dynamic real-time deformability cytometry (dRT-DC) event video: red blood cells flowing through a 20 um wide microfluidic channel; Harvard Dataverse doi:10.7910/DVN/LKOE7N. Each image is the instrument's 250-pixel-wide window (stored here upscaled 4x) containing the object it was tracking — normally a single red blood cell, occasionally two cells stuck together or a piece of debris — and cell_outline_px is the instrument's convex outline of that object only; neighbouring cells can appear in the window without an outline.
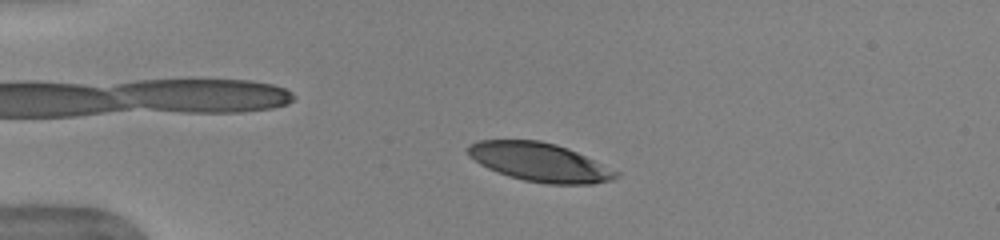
{"species": "human", "species_latin": "Homo sapiens", "temperature_condition": "warm", "stored_images_in_passage": 43, "camera_frame_rate_fps": 3000, "um_per_image_px": 0.085, "donor": {"sex": "female"}, "frame": {"image": 1, "passage_image": 9, "time_ms": 2.667, "image_size_px": [1000, 240], "cell_outline_px": [[620, 176], [612, 180], [592, 184], [548, 184], [524, 180], [508, 176], [488, 168], [480, 164], [468, 156], [464, 148], [468, 144], [476, 140], [540, 140], [556, 144], [568, 148], [620, 172]], "centroid_in_image_um": [45.84, 13.77], "position_along_channel_um": 39.2, "area_um2": 33.58}}
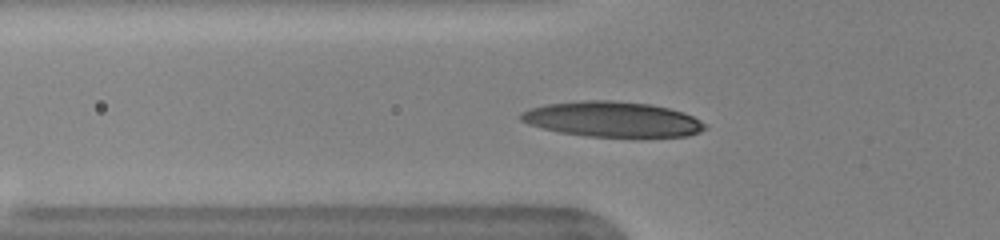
{"frame": {"image": 2, "passage_image": 15, "time_ms": 4.667, "image_size_px": [1000, 240], "cell_outline_px": [[708, 128], [700, 132], [688, 136], [588, 136], [560, 132], [528, 124], [520, 120], [520, 112], [528, 108], [548, 104], [584, 100], [608, 100], [652, 104], [684, 112], [708, 124]], "centroid_in_image_um": [52.07, 10.13], "position_along_channel_um": 73.7, "area_um2": 37.74}, "authors_computed_cell_mechanics": {"area_um2": 36.414, "velocity_mm_per_s": 3.9379, "shape_relaxation_time_tau1_ms": 3.3033, "shape_relaxation_time_tau2_ms": 0.846, "deformation_change_tau1": 0.1718, "deformation_change_tau2": 0.0751}}